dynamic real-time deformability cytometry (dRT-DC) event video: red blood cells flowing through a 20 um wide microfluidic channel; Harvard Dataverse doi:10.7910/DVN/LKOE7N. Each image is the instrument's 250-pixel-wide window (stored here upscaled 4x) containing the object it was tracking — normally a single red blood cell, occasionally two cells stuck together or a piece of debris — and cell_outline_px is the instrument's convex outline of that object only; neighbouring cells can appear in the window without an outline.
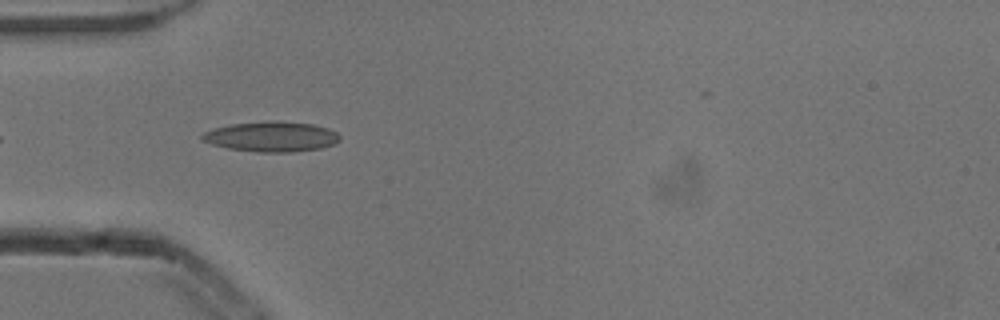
{"species": "common noctule bat (a hibernating species)", "species_latin": "Nyctalus noctula", "temperature_condition": "cold", "stored_images_in_passage": 5, "camera_frame_rate_fps": 3000, "um_per_image_px": 0.085, "animal": {"sex": "male", "body_mass_g": 13.3}, "frame": {"image": 1, "passage_image": 5, "time_ms": 1.333, "image_size_px": [1000, 320], "cell_outline_px": [[340, 140], [332, 144], [320, 148], [292, 152], [260, 152], [228, 148], [212, 144], [200, 140], [200, 136], [204, 132], [216, 128], [232, 124], [312, 124], [328, 128], [336, 132], [340, 136]], "centroid_in_image_um": [23.06, 11.67], "position_along_channel_um": 61.9, "area_um2": 22.89}}